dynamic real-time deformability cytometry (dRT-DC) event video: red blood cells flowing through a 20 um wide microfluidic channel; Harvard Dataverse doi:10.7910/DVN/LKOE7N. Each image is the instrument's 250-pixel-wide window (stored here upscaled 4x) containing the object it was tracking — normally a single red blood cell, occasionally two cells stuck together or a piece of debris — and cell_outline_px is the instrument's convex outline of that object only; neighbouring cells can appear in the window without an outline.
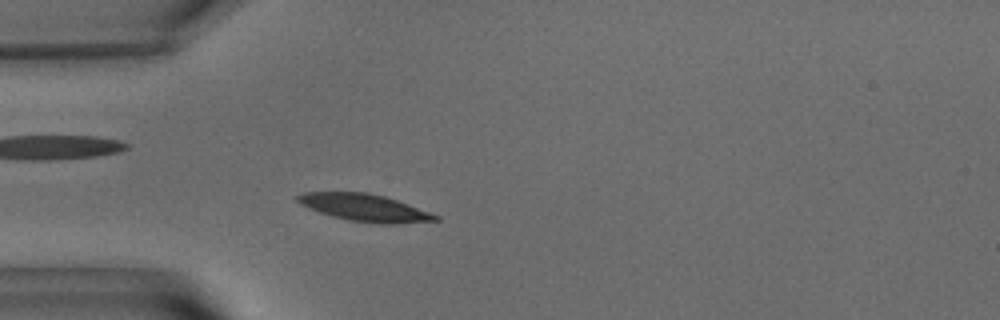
{"species": "common noctule bat (a hibernating species)", "species_latin": "Nyctalus noctula", "temperature_condition": "warm", "stored_images_in_passage": 50, "camera_frame_rate_fps": 3000, "um_per_image_px": 0.085, "animal": {"sex": "male", "body_mass_g": 15.6}, "frame": {"image": 1, "passage_image": 11, "time_ms": 3.333, "image_size_px": [1000, 320], "cell_outline_px": [[440, 220], [400, 224], [380, 224], [348, 220], [332, 216], [308, 208], [300, 204], [296, 200], [296, 196], [304, 192], [368, 192], [384, 196], [408, 204], [440, 216]], "centroid_in_image_um": [31.0, 17.66], "position_along_channel_um": 54.0, "area_um2": 21.91}}
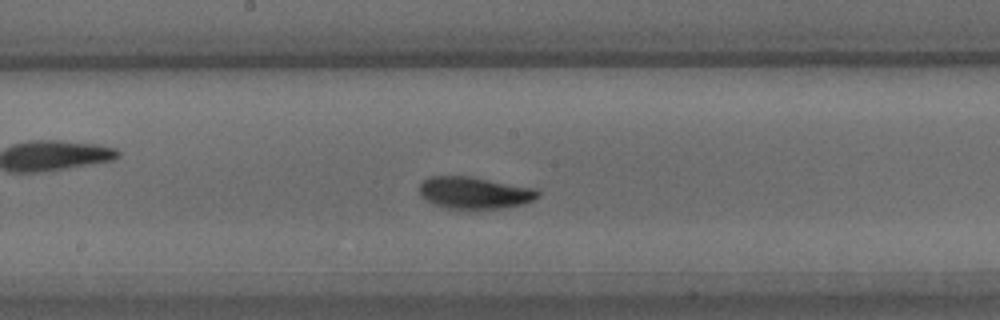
{"frame": {"image": 2, "passage_image": 24, "time_ms": 7.667, "image_size_px": [1000, 320], "cell_outline_px": [[540, 196], [524, 204], [476, 212], [448, 208], [432, 204], [420, 196], [420, 180], [428, 176], [468, 176], [536, 188], [540, 192]], "centroid_in_image_um": [40.31, 16.42], "position_along_channel_um": 207.9, "area_um2": 22.83}}
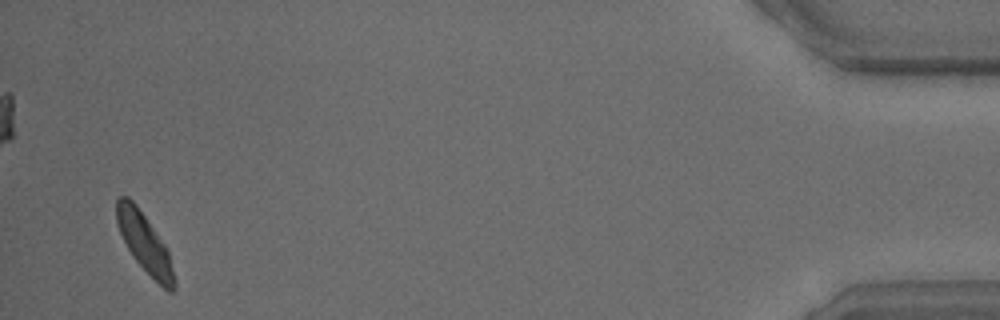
{"frame": {"image": 3, "passage_image": 48, "time_ms": 15.667, "image_size_px": [1000, 320], "cell_outline_px": [[176, 288], [172, 292], [168, 292], [132, 256], [120, 232], [116, 220], [116, 200], [120, 196], [128, 196], [136, 204], [164, 244], [168, 252], [176, 280]], "centroid_in_image_um": [12.29, 20.65], "position_along_channel_um": 422.9, "area_um2": 19.31}, "authors_computed_cell_mechanics": {"area_um2": 20.9525, "velocity_mm_per_s": 3.714, "shape_relaxation_time_tau1_ms": 2.1436, "shape_relaxation_time_tau2_ms": 5.455, "deformation_change_tau1": 0.1188, "deformation_change_tau2": 0.1033}}